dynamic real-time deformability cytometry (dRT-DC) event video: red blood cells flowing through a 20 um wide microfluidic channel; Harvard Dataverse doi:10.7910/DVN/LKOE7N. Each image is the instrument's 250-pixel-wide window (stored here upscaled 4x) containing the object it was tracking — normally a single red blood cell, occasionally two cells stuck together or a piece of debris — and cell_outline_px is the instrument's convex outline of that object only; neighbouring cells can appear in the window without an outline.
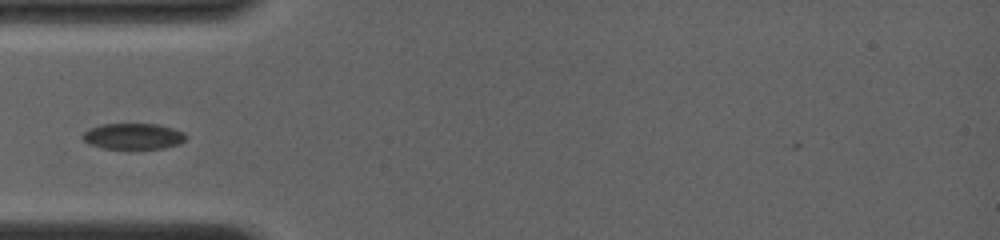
{"species": "common noctule bat (a hibernating species)", "species_latin": "Nyctalus noctula", "temperature_condition": "room temperature", "stored_images_in_passage": 27, "camera_frame_rate_fps": 4000, "um_per_image_px": 0.085, "animal": {"sex": "female", "body_mass_g": 19.0, "forearm_length_mm": 56.7}, "frame": {"image": 1, "passage_image": 3, "time_ms": 1.0, "image_size_px": [1000, 240], "cell_outline_px": [[188, 136], [180, 144], [164, 148], [104, 148], [92, 144], [84, 140], [80, 136], [88, 128], [100, 124], [156, 124], [172, 128], [184, 132]], "centroid_in_image_um": [11.33, 11.57], "position_along_channel_um": 73.7, "area_um2": 15.55}}
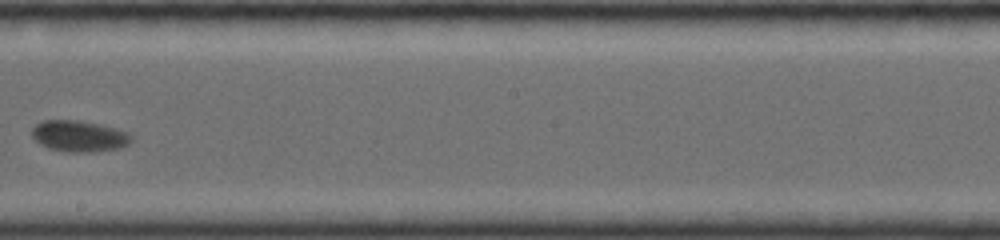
{"frame": {"image": 2, "passage_image": 13, "time_ms": 5.25, "image_size_px": [1000, 240], "cell_outline_px": [[132, 140], [128, 144], [116, 148], [88, 152], [64, 152], [48, 148], [40, 144], [32, 136], [32, 128], [36, 124], [44, 120], [80, 120], [128, 132], [132, 136]], "centroid_in_image_um": [6.68, 11.57], "position_along_channel_um": 241.5, "area_um2": 17.86}}
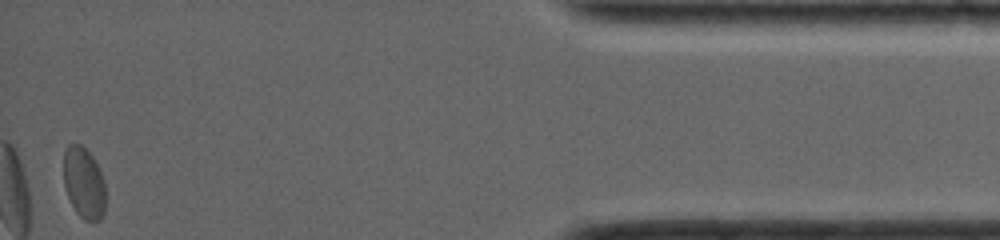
{"frame": {"image": 3, "passage_image": 27, "time_ms": 11.5, "image_size_px": [1000, 240], "cell_outline_px": [[104, 212], [100, 220], [92, 224], [84, 220], [76, 212], [68, 196], [64, 184], [64, 148], [68, 144], [80, 144], [92, 156], [104, 180]], "centroid_in_image_um": [7.12, 15.58], "position_along_channel_um": 428.1, "area_um2": 17.4}, "authors_computed_cell_mechanics": {"area_um2": 17.7446, "velocity_mm_per_s": 3.95, "shape_relaxation_time_tau1_ms": 1.3479, "shape_relaxation_time_tau2_ms": 1.1739, "deformation_change_tau1": 0.0763, "deformation_change_tau2": 0.036}}